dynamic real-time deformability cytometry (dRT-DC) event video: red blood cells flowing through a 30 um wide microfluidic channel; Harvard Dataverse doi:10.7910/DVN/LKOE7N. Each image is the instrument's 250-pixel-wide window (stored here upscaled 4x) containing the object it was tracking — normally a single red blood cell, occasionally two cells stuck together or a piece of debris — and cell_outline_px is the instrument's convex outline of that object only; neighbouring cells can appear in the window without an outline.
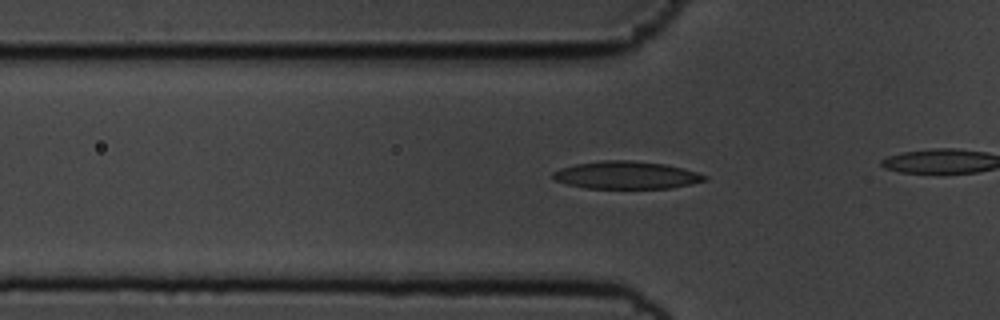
{"species": "common noctule bat (a hibernating species)", "species_latin": "Nyctalus noctula", "temperature_condition": "cold", "stored_images_in_passage": 31, "camera_frame_rate_fps": 3000, "um_per_image_px": 0.085, "animal": {"sex": "male", "body_mass_g": 19.5, "forearm_length_mm": 54.6}, "frame": {"image": 1, "passage_image": 18, "time_ms": 5.667, "image_size_px": [1000, 320], "cell_outline_px": [[708, 180], [692, 184], [672, 188], [584, 188], [568, 184], [556, 180], [552, 176], [552, 172], [560, 168], [576, 164], [600, 160], [632, 160], [664, 164], [684, 168], [708, 176]], "centroid_in_image_um": [53.27, 14.88], "position_along_channel_um": 72.5, "area_um2": 24.51}}
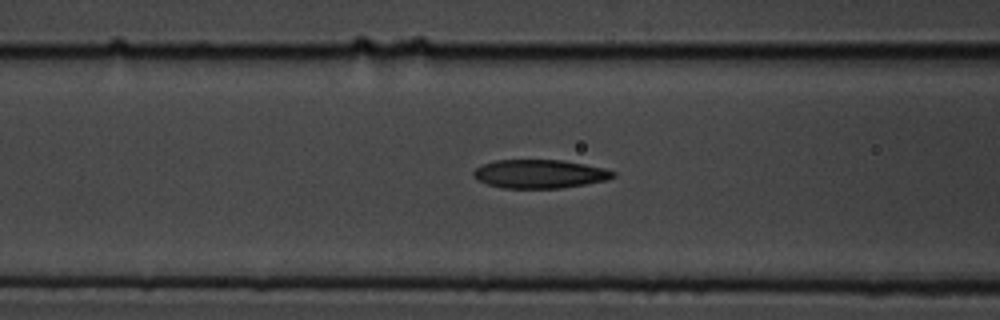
{"frame": {"image": 2, "passage_image": 22, "time_ms": 7.0, "image_size_px": [1000, 320], "cell_outline_px": [[616, 176], [608, 180], [560, 188], [504, 188], [488, 184], [476, 180], [472, 176], [472, 172], [480, 164], [496, 160], [560, 160], [584, 164], [604, 168], [616, 172]], "centroid_in_image_um": [45.84, 14.78], "position_along_channel_um": 120.8, "area_um2": 23.35}}